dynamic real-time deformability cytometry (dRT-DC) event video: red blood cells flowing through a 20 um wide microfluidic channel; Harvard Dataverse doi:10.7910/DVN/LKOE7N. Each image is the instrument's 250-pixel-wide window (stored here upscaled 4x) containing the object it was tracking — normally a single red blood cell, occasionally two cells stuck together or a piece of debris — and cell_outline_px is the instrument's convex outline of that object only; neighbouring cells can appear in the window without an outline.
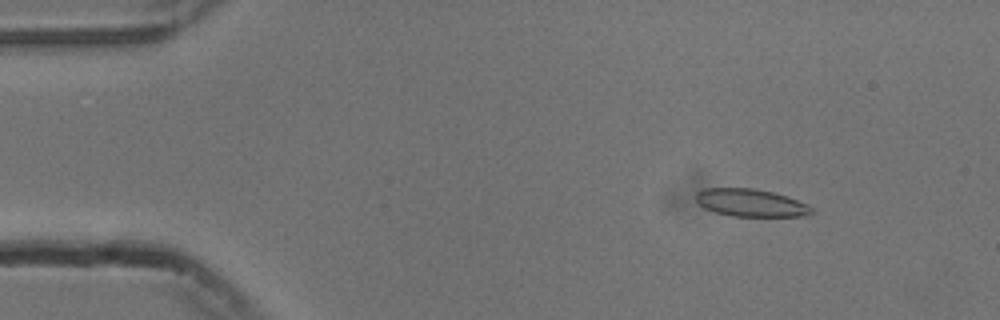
{"species": "common noctule bat (a hibernating species)", "species_latin": "Nyctalus noctula", "temperature_condition": "cold", "stored_images_in_passage": 54, "camera_frame_rate_fps": 3000, "um_per_image_px": 0.085, "animal": {"sex": "male", "body_mass_g": 13.3}, "frame": {"image": 1, "passage_image": 7, "time_ms": 2.0, "image_size_px": [1000, 320], "cell_outline_px": [[812, 212], [804, 216], [732, 216], [716, 212], [704, 208], [696, 200], [696, 192], [704, 188], [756, 188], [788, 196], [808, 204], [812, 208]], "centroid_in_image_um": [63.81, 17.23], "position_along_channel_um": 21.2, "area_um2": 18.61}}
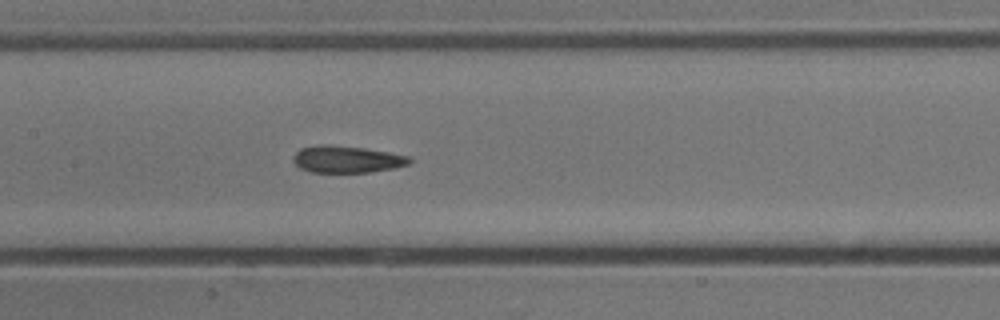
{"frame": {"image": 2, "passage_image": 26, "time_ms": 8.333, "image_size_px": [1000, 320], "cell_outline_px": [[412, 160], [408, 164], [396, 168], [372, 172], [312, 172], [300, 168], [292, 160], [292, 156], [300, 148], [320, 144], [328, 144], [364, 148], [408, 156]], "centroid_in_image_um": [29.45, 13.54], "position_along_channel_um": 178.0, "area_um2": 18.26}}
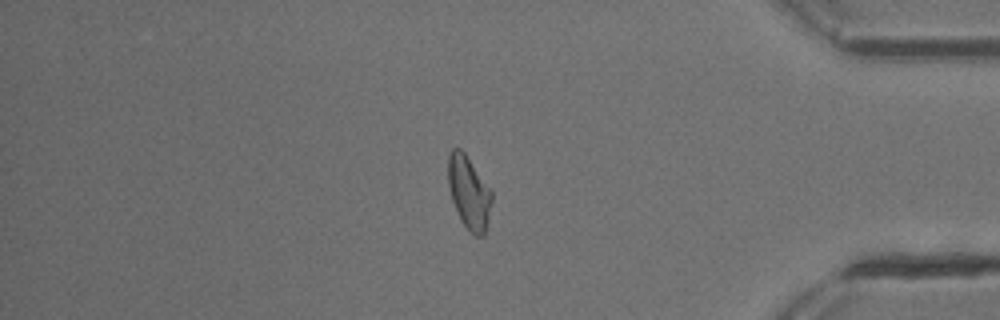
{"frame": {"image": 3, "passage_image": 46, "time_ms": 15.0, "image_size_px": [1000, 320], "cell_outline_px": [[492, 200], [484, 236], [476, 236], [468, 232], [460, 220], [452, 200], [448, 184], [448, 156], [452, 148], [460, 148], [464, 152], [492, 192]], "centroid_in_image_um": [39.84, 16.39], "position_along_channel_um": 395.4, "area_um2": 18.44}, "authors_computed_cell_mechanics": {"area_um2": 18.7561, "velocity_mm_per_s": 3.7623, "shape_relaxation_time_tau1_ms": null, "shape_relaxation_time_tau2_ms": 4.1209, "deformation_change_tau1": null, "deformation_change_tau2": 0.1085}}